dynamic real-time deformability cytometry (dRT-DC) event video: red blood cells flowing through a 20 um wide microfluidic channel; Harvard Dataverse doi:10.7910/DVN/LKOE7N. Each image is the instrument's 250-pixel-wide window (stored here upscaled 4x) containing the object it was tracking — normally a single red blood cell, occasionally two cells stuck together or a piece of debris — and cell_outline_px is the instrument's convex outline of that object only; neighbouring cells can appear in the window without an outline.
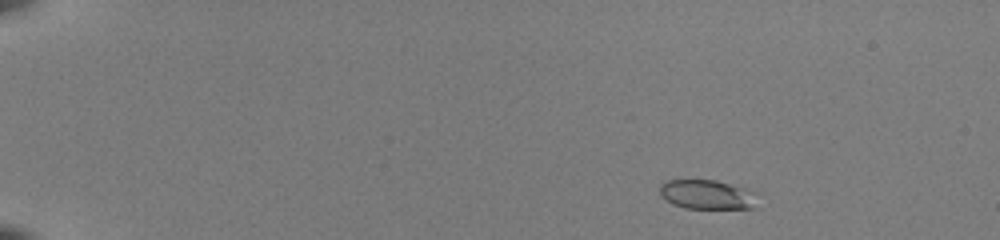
{"species": "common noctule bat (a hibernating species)", "species_latin": "Nyctalus noctula", "temperature_condition": "room temperature", "stored_images_in_passage": 49, "camera_frame_rate_fps": 3000, "um_per_image_px": 0.085, "animal": {"sex": "female", "body_mass_g": 22.0, "forearm_length_mm": 56.7}, "frame": {"image": 1, "passage_image": 4, "time_ms": 1.0, "image_size_px": [1000, 240], "cell_outline_px": [[752, 208], [684, 208], [672, 204], [660, 196], [660, 184], [664, 180], [716, 180], [744, 188]], "centroid_in_image_um": [59.84, 16.52], "position_along_channel_um": 25.2, "area_um2": 15.84}}
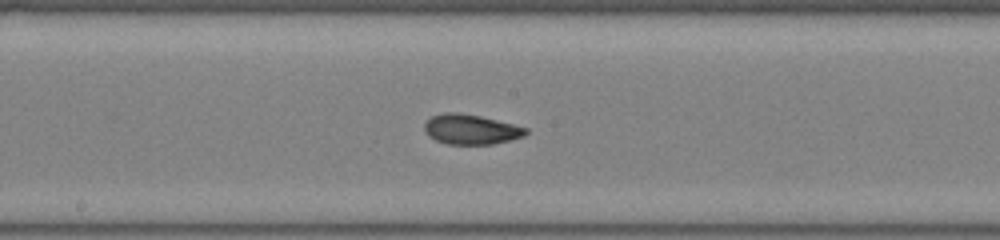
{"frame": {"image": 2, "passage_image": 27, "time_ms": 8.667, "image_size_px": [1000, 240], "cell_outline_px": [[528, 132], [524, 136], [492, 144], [444, 144], [428, 136], [424, 132], [424, 124], [432, 116], [444, 112], [456, 112], [480, 116], [528, 128]], "centroid_in_image_um": [39.99, 11.0], "position_along_channel_um": 208.2, "area_um2": 17.63}}
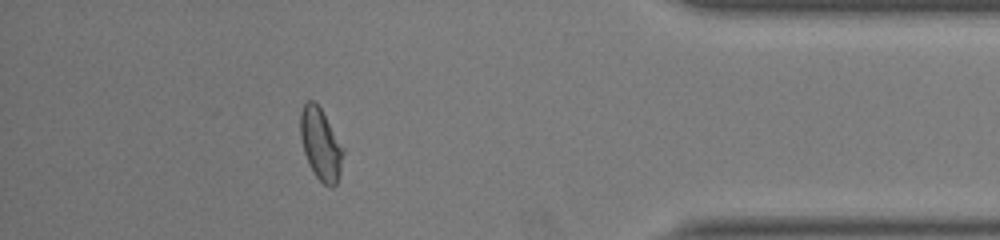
{"frame": {"image": 3, "passage_image": 44, "time_ms": 14.333, "image_size_px": [1000, 240], "cell_outline_px": [[344, 152], [340, 172], [336, 184], [332, 188], [324, 184], [312, 172], [308, 164], [304, 152], [300, 136], [300, 112], [304, 100], [312, 100], [320, 108], [344, 148]], "centroid_in_image_um": [27.24, 12.26], "position_along_channel_um": 408.0, "area_um2": 17.92}, "authors_computed_cell_mechanics": {"area_um2": 17.34, "velocity_mm_per_s": 3.9982, "shape_relaxation_time_tau1_ms": 4.1573, "shape_relaxation_time_tau2_ms": 1.1358, "deformation_change_tau1": 0.1699, "deformation_change_tau2": 0.0708}}